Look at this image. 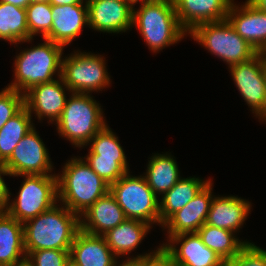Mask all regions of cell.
Returning a JSON list of instances; mask_svg holds the SVG:
<instances>
[{
    "label": "cell",
    "mask_w": 266,
    "mask_h": 266,
    "mask_svg": "<svg viewBox=\"0 0 266 266\" xmlns=\"http://www.w3.org/2000/svg\"><path fill=\"white\" fill-rule=\"evenodd\" d=\"M174 158L167 153H157L148 161L147 170L143 176L156 196L162 197L182 178Z\"/></svg>",
    "instance_id": "cb8c5ba5"
},
{
    "label": "cell",
    "mask_w": 266,
    "mask_h": 266,
    "mask_svg": "<svg viewBox=\"0 0 266 266\" xmlns=\"http://www.w3.org/2000/svg\"><path fill=\"white\" fill-rule=\"evenodd\" d=\"M87 145H90L88 155L82 158H107L115 159V161H127L118 137L107 124L97 132Z\"/></svg>",
    "instance_id": "f1b7e54d"
},
{
    "label": "cell",
    "mask_w": 266,
    "mask_h": 266,
    "mask_svg": "<svg viewBox=\"0 0 266 266\" xmlns=\"http://www.w3.org/2000/svg\"><path fill=\"white\" fill-rule=\"evenodd\" d=\"M231 3L226 19L258 53L266 48V12L257 10L247 0L243 5Z\"/></svg>",
    "instance_id": "2e32d148"
},
{
    "label": "cell",
    "mask_w": 266,
    "mask_h": 266,
    "mask_svg": "<svg viewBox=\"0 0 266 266\" xmlns=\"http://www.w3.org/2000/svg\"><path fill=\"white\" fill-rule=\"evenodd\" d=\"M24 178L6 213L24 223L58 203L56 175H19Z\"/></svg>",
    "instance_id": "ba28073f"
},
{
    "label": "cell",
    "mask_w": 266,
    "mask_h": 266,
    "mask_svg": "<svg viewBox=\"0 0 266 266\" xmlns=\"http://www.w3.org/2000/svg\"><path fill=\"white\" fill-rule=\"evenodd\" d=\"M24 107V95L5 87L0 91V129Z\"/></svg>",
    "instance_id": "1f68e13d"
},
{
    "label": "cell",
    "mask_w": 266,
    "mask_h": 266,
    "mask_svg": "<svg viewBox=\"0 0 266 266\" xmlns=\"http://www.w3.org/2000/svg\"><path fill=\"white\" fill-rule=\"evenodd\" d=\"M80 216L66 206L57 205L23 223L24 248L28 256L32 251L44 249L70 250L80 231Z\"/></svg>",
    "instance_id": "6da1fadb"
},
{
    "label": "cell",
    "mask_w": 266,
    "mask_h": 266,
    "mask_svg": "<svg viewBox=\"0 0 266 266\" xmlns=\"http://www.w3.org/2000/svg\"><path fill=\"white\" fill-rule=\"evenodd\" d=\"M88 27L103 33L132 29L133 5L127 0H86Z\"/></svg>",
    "instance_id": "4fadbf2b"
},
{
    "label": "cell",
    "mask_w": 266,
    "mask_h": 266,
    "mask_svg": "<svg viewBox=\"0 0 266 266\" xmlns=\"http://www.w3.org/2000/svg\"><path fill=\"white\" fill-rule=\"evenodd\" d=\"M48 149L35 127L14 148L11 156L3 163L11 176L56 175Z\"/></svg>",
    "instance_id": "8fae6325"
},
{
    "label": "cell",
    "mask_w": 266,
    "mask_h": 266,
    "mask_svg": "<svg viewBox=\"0 0 266 266\" xmlns=\"http://www.w3.org/2000/svg\"><path fill=\"white\" fill-rule=\"evenodd\" d=\"M233 81L258 119L266 115V62L262 53L229 67Z\"/></svg>",
    "instance_id": "30bf717a"
},
{
    "label": "cell",
    "mask_w": 266,
    "mask_h": 266,
    "mask_svg": "<svg viewBox=\"0 0 266 266\" xmlns=\"http://www.w3.org/2000/svg\"><path fill=\"white\" fill-rule=\"evenodd\" d=\"M212 180L182 209L174 213L163 225L167 238L182 233H196L204 224L212 199Z\"/></svg>",
    "instance_id": "9a60e30c"
},
{
    "label": "cell",
    "mask_w": 266,
    "mask_h": 266,
    "mask_svg": "<svg viewBox=\"0 0 266 266\" xmlns=\"http://www.w3.org/2000/svg\"><path fill=\"white\" fill-rule=\"evenodd\" d=\"M152 227L143 221L125 219L102 236L117 257L127 256L137 249Z\"/></svg>",
    "instance_id": "7402d4cb"
},
{
    "label": "cell",
    "mask_w": 266,
    "mask_h": 266,
    "mask_svg": "<svg viewBox=\"0 0 266 266\" xmlns=\"http://www.w3.org/2000/svg\"><path fill=\"white\" fill-rule=\"evenodd\" d=\"M48 2L51 6L87 4L86 0H48Z\"/></svg>",
    "instance_id": "74e56055"
},
{
    "label": "cell",
    "mask_w": 266,
    "mask_h": 266,
    "mask_svg": "<svg viewBox=\"0 0 266 266\" xmlns=\"http://www.w3.org/2000/svg\"><path fill=\"white\" fill-rule=\"evenodd\" d=\"M265 58V62H266V48L261 52Z\"/></svg>",
    "instance_id": "f6af8a7d"
},
{
    "label": "cell",
    "mask_w": 266,
    "mask_h": 266,
    "mask_svg": "<svg viewBox=\"0 0 266 266\" xmlns=\"http://www.w3.org/2000/svg\"><path fill=\"white\" fill-rule=\"evenodd\" d=\"M210 181L199 177L181 178L160 200V226L186 206Z\"/></svg>",
    "instance_id": "d4e9b609"
},
{
    "label": "cell",
    "mask_w": 266,
    "mask_h": 266,
    "mask_svg": "<svg viewBox=\"0 0 266 266\" xmlns=\"http://www.w3.org/2000/svg\"><path fill=\"white\" fill-rule=\"evenodd\" d=\"M32 2H48V0H31Z\"/></svg>",
    "instance_id": "ee69618b"
},
{
    "label": "cell",
    "mask_w": 266,
    "mask_h": 266,
    "mask_svg": "<svg viewBox=\"0 0 266 266\" xmlns=\"http://www.w3.org/2000/svg\"><path fill=\"white\" fill-rule=\"evenodd\" d=\"M155 251V252H154ZM140 266H174L170 254L161 245L150 254L140 257Z\"/></svg>",
    "instance_id": "e575fe53"
},
{
    "label": "cell",
    "mask_w": 266,
    "mask_h": 266,
    "mask_svg": "<svg viewBox=\"0 0 266 266\" xmlns=\"http://www.w3.org/2000/svg\"><path fill=\"white\" fill-rule=\"evenodd\" d=\"M2 175L11 176L5 165L0 162V212H5L8 207V203L10 202V195L12 194L10 193L9 188L7 187V184L5 183L4 177H2Z\"/></svg>",
    "instance_id": "d590c367"
},
{
    "label": "cell",
    "mask_w": 266,
    "mask_h": 266,
    "mask_svg": "<svg viewBox=\"0 0 266 266\" xmlns=\"http://www.w3.org/2000/svg\"><path fill=\"white\" fill-rule=\"evenodd\" d=\"M162 246L170 254L174 266H224V261L203 244L197 233L171 236Z\"/></svg>",
    "instance_id": "5bb4252c"
},
{
    "label": "cell",
    "mask_w": 266,
    "mask_h": 266,
    "mask_svg": "<svg viewBox=\"0 0 266 266\" xmlns=\"http://www.w3.org/2000/svg\"><path fill=\"white\" fill-rule=\"evenodd\" d=\"M91 169L109 185L118 181L129 171L127 161L107 158H84Z\"/></svg>",
    "instance_id": "4dcf8cb0"
},
{
    "label": "cell",
    "mask_w": 266,
    "mask_h": 266,
    "mask_svg": "<svg viewBox=\"0 0 266 266\" xmlns=\"http://www.w3.org/2000/svg\"><path fill=\"white\" fill-rule=\"evenodd\" d=\"M69 258L79 266H112L118 257L103 236L80 230L70 247Z\"/></svg>",
    "instance_id": "44dd1931"
},
{
    "label": "cell",
    "mask_w": 266,
    "mask_h": 266,
    "mask_svg": "<svg viewBox=\"0 0 266 266\" xmlns=\"http://www.w3.org/2000/svg\"><path fill=\"white\" fill-rule=\"evenodd\" d=\"M57 79L36 85L24 94V106L31 115L34 112L39 121L49 118L48 123L55 124L61 117L67 101L65 91L70 90L61 76Z\"/></svg>",
    "instance_id": "7c38bea8"
},
{
    "label": "cell",
    "mask_w": 266,
    "mask_h": 266,
    "mask_svg": "<svg viewBox=\"0 0 266 266\" xmlns=\"http://www.w3.org/2000/svg\"><path fill=\"white\" fill-rule=\"evenodd\" d=\"M44 42L21 50L14 60V81L6 87L25 94L32 87L61 76L64 47L45 38Z\"/></svg>",
    "instance_id": "277c9868"
},
{
    "label": "cell",
    "mask_w": 266,
    "mask_h": 266,
    "mask_svg": "<svg viewBox=\"0 0 266 266\" xmlns=\"http://www.w3.org/2000/svg\"><path fill=\"white\" fill-rule=\"evenodd\" d=\"M224 266H266V250L247 243L236 256L224 261Z\"/></svg>",
    "instance_id": "d6a6232c"
},
{
    "label": "cell",
    "mask_w": 266,
    "mask_h": 266,
    "mask_svg": "<svg viewBox=\"0 0 266 266\" xmlns=\"http://www.w3.org/2000/svg\"><path fill=\"white\" fill-rule=\"evenodd\" d=\"M12 266H34V265L32 264V262L27 257H25L24 259H22L21 261L16 262Z\"/></svg>",
    "instance_id": "60d3db41"
},
{
    "label": "cell",
    "mask_w": 266,
    "mask_h": 266,
    "mask_svg": "<svg viewBox=\"0 0 266 266\" xmlns=\"http://www.w3.org/2000/svg\"><path fill=\"white\" fill-rule=\"evenodd\" d=\"M125 219L122 208L109 191L80 216V229L91 235L102 236Z\"/></svg>",
    "instance_id": "d6986e66"
},
{
    "label": "cell",
    "mask_w": 266,
    "mask_h": 266,
    "mask_svg": "<svg viewBox=\"0 0 266 266\" xmlns=\"http://www.w3.org/2000/svg\"><path fill=\"white\" fill-rule=\"evenodd\" d=\"M52 28L44 37L63 47L70 45L81 31L88 26L87 4L52 6Z\"/></svg>",
    "instance_id": "ac0fdd59"
},
{
    "label": "cell",
    "mask_w": 266,
    "mask_h": 266,
    "mask_svg": "<svg viewBox=\"0 0 266 266\" xmlns=\"http://www.w3.org/2000/svg\"><path fill=\"white\" fill-rule=\"evenodd\" d=\"M204 245L213 250L223 261L236 256L248 241L239 240L235 232L204 224L197 232Z\"/></svg>",
    "instance_id": "4316f807"
},
{
    "label": "cell",
    "mask_w": 266,
    "mask_h": 266,
    "mask_svg": "<svg viewBox=\"0 0 266 266\" xmlns=\"http://www.w3.org/2000/svg\"><path fill=\"white\" fill-rule=\"evenodd\" d=\"M129 1L133 6L136 5V3L138 4V2H145V1H151V0H127Z\"/></svg>",
    "instance_id": "7bdbcfd3"
},
{
    "label": "cell",
    "mask_w": 266,
    "mask_h": 266,
    "mask_svg": "<svg viewBox=\"0 0 266 266\" xmlns=\"http://www.w3.org/2000/svg\"><path fill=\"white\" fill-rule=\"evenodd\" d=\"M109 191L127 219L143 221L151 226L157 223L160 226V200L143 175L133 176L127 172L110 185Z\"/></svg>",
    "instance_id": "52a82bcc"
},
{
    "label": "cell",
    "mask_w": 266,
    "mask_h": 266,
    "mask_svg": "<svg viewBox=\"0 0 266 266\" xmlns=\"http://www.w3.org/2000/svg\"><path fill=\"white\" fill-rule=\"evenodd\" d=\"M251 206V202L241 197L214 195L205 224L237 233L247 219Z\"/></svg>",
    "instance_id": "ffe728a7"
},
{
    "label": "cell",
    "mask_w": 266,
    "mask_h": 266,
    "mask_svg": "<svg viewBox=\"0 0 266 266\" xmlns=\"http://www.w3.org/2000/svg\"><path fill=\"white\" fill-rule=\"evenodd\" d=\"M25 9L29 35L42 34L44 38L52 28V6L49 2H31Z\"/></svg>",
    "instance_id": "f546056e"
},
{
    "label": "cell",
    "mask_w": 266,
    "mask_h": 266,
    "mask_svg": "<svg viewBox=\"0 0 266 266\" xmlns=\"http://www.w3.org/2000/svg\"><path fill=\"white\" fill-rule=\"evenodd\" d=\"M70 250L44 249L32 251L27 258L34 266H64Z\"/></svg>",
    "instance_id": "836d02e7"
},
{
    "label": "cell",
    "mask_w": 266,
    "mask_h": 266,
    "mask_svg": "<svg viewBox=\"0 0 266 266\" xmlns=\"http://www.w3.org/2000/svg\"><path fill=\"white\" fill-rule=\"evenodd\" d=\"M261 121L266 122V115L261 119Z\"/></svg>",
    "instance_id": "bcb514c9"
},
{
    "label": "cell",
    "mask_w": 266,
    "mask_h": 266,
    "mask_svg": "<svg viewBox=\"0 0 266 266\" xmlns=\"http://www.w3.org/2000/svg\"><path fill=\"white\" fill-rule=\"evenodd\" d=\"M32 115L24 106L0 129V162L4 163L21 139L34 128Z\"/></svg>",
    "instance_id": "83f0119b"
},
{
    "label": "cell",
    "mask_w": 266,
    "mask_h": 266,
    "mask_svg": "<svg viewBox=\"0 0 266 266\" xmlns=\"http://www.w3.org/2000/svg\"><path fill=\"white\" fill-rule=\"evenodd\" d=\"M150 253H144L143 255H137L136 257H127L126 260H123L122 263H120L119 261H117V259L114 261L112 266H140V257L141 256H145L148 255ZM119 262V264H118Z\"/></svg>",
    "instance_id": "8d00e7d4"
},
{
    "label": "cell",
    "mask_w": 266,
    "mask_h": 266,
    "mask_svg": "<svg viewBox=\"0 0 266 266\" xmlns=\"http://www.w3.org/2000/svg\"><path fill=\"white\" fill-rule=\"evenodd\" d=\"M257 10L266 12V0H247Z\"/></svg>",
    "instance_id": "ab89813d"
},
{
    "label": "cell",
    "mask_w": 266,
    "mask_h": 266,
    "mask_svg": "<svg viewBox=\"0 0 266 266\" xmlns=\"http://www.w3.org/2000/svg\"><path fill=\"white\" fill-rule=\"evenodd\" d=\"M64 266H79L77 263H75L72 259H68Z\"/></svg>",
    "instance_id": "b9f144b4"
},
{
    "label": "cell",
    "mask_w": 266,
    "mask_h": 266,
    "mask_svg": "<svg viewBox=\"0 0 266 266\" xmlns=\"http://www.w3.org/2000/svg\"><path fill=\"white\" fill-rule=\"evenodd\" d=\"M0 2L12 4L20 8H26L32 1L31 0H0Z\"/></svg>",
    "instance_id": "f35d334b"
},
{
    "label": "cell",
    "mask_w": 266,
    "mask_h": 266,
    "mask_svg": "<svg viewBox=\"0 0 266 266\" xmlns=\"http://www.w3.org/2000/svg\"><path fill=\"white\" fill-rule=\"evenodd\" d=\"M25 257L23 223L0 212V266H12Z\"/></svg>",
    "instance_id": "603a6c76"
},
{
    "label": "cell",
    "mask_w": 266,
    "mask_h": 266,
    "mask_svg": "<svg viewBox=\"0 0 266 266\" xmlns=\"http://www.w3.org/2000/svg\"><path fill=\"white\" fill-rule=\"evenodd\" d=\"M0 39L15 45L32 42L25 8L0 2Z\"/></svg>",
    "instance_id": "484cf974"
},
{
    "label": "cell",
    "mask_w": 266,
    "mask_h": 266,
    "mask_svg": "<svg viewBox=\"0 0 266 266\" xmlns=\"http://www.w3.org/2000/svg\"><path fill=\"white\" fill-rule=\"evenodd\" d=\"M90 52L74 51L62 57L61 77L70 93L100 92L110 85L105 58ZM102 89V90H101Z\"/></svg>",
    "instance_id": "9c48e42d"
},
{
    "label": "cell",
    "mask_w": 266,
    "mask_h": 266,
    "mask_svg": "<svg viewBox=\"0 0 266 266\" xmlns=\"http://www.w3.org/2000/svg\"><path fill=\"white\" fill-rule=\"evenodd\" d=\"M58 203L81 216L100 197L109 192L110 185L98 176L81 157L68 160L58 173Z\"/></svg>",
    "instance_id": "7a4b0ae2"
},
{
    "label": "cell",
    "mask_w": 266,
    "mask_h": 266,
    "mask_svg": "<svg viewBox=\"0 0 266 266\" xmlns=\"http://www.w3.org/2000/svg\"><path fill=\"white\" fill-rule=\"evenodd\" d=\"M100 104L90 94L72 93L61 117L54 124L59 136L75 147L84 148L107 123Z\"/></svg>",
    "instance_id": "5b68a950"
},
{
    "label": "cell",
    "mask_w": 266,
    "mask_h": 266,
    "mask_svg": "<svg viewBox=\"0 0 266 266\" xmlns=\"http://www.w3.org/2000/svg\"><path fill=\"white\" fill-rule=\"evenodd\" d=\"M234 0H173L178 21L189 33L197 25L226 19Z\"/></svg>",
    "instance_id": "e0dca14e"
},
{
    "label": "cell",
    "mask_w": 266,
    "mask_h": 266,
    "mask_svg": "<svg viewBox=\"0 0 266 266\" xmlns=\"http://www.w3.org/2000/svg\"><path fill=\"white\" fill-rule=\"evenodd\" d=\"M133 6L132 26L154 53L184 39L187 32L178 21L173 0H151Z\"/></svg>",
    "instance_id": "3957f363"
},
{
    "label": "cell",
    "mask_w": 266,
    "mask_h": 266,
    "mask_svg": "<svg viewBox=\"0 0 266 266\" xmlns=\"http://www.w3.org/2000/svg\"><path fill=\"white\" fill-rule=\"evenodd\" d=\"M188 35L228 66L246 62L258 52L240 37L227 19L197 25Z\"/></svg>",
    "instance_id": "8992f818"
}]
</instances>
